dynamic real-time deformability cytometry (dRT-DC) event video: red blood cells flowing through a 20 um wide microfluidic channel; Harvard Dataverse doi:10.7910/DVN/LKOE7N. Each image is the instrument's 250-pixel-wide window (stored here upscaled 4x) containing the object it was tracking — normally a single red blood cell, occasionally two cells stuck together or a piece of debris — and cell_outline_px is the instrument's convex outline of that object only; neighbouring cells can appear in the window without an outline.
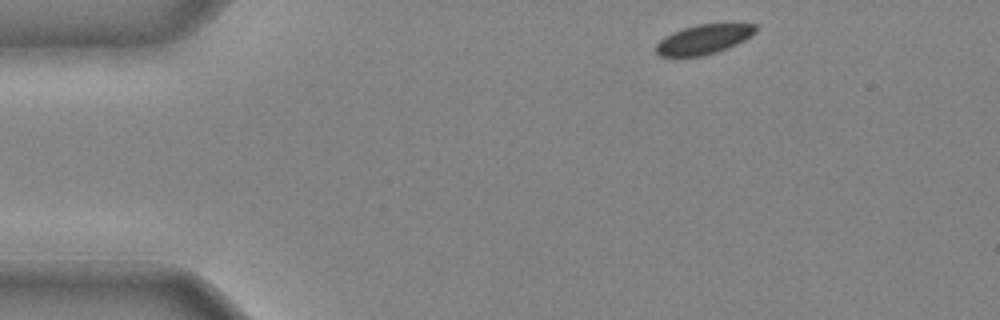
{"species": "common noctule bat (a hibernating species)", "species_latin": "Nyctalus noctula", "temperature_condition": "cold", "stored_images_in_passage": 33, "camera_frame_rate_fps": 3000, "um_per_image_px": 0.085, "animal": {"sex": "male", "body_mass_g": 20.4}, "frame": {"image": 1, "passage_image": 1, "time_ms": 0.0, "image_size_px": [1000, 320], "cell_outline_px": [[756, 32], [744, 40], [728, 48], [704, 56], [660, 56], [656, 52], [656, 44], [664, 36], [672, 32], [696, 24], [756, 24]], "centroid_in_image_um": [59.79, 3.35], "position_along_channel_um": 25.2, "area_um2": 17.05}}
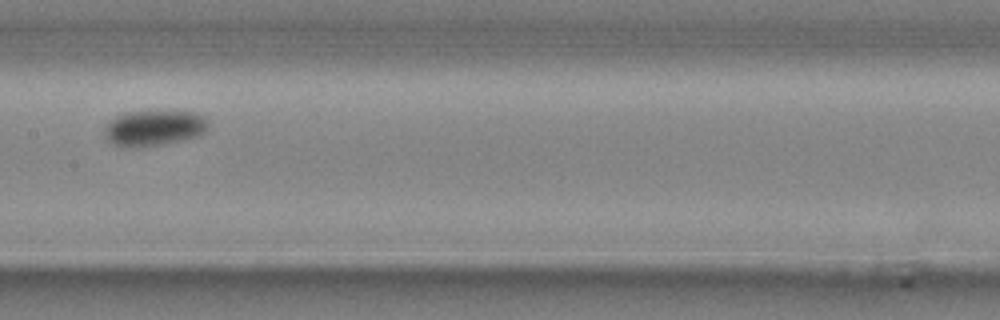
{"frame": {"image": 2, "passage_image": 17, "time_ms": 5.333, "image_size_px": [1000, 320], "cell_outline_px": [[208, 128], [204, 132], [196, 136], [148, 148], [124, 148], [112, 144], [104, 136], [104, 128], [116, 116], [124, 112], [176, 108], [196, 112], [204, 116], [208, 120]], "centroid_in_image_um": [13.11, 10.85], "position_along_channel_um": 194.3, "area_um2": 22.77}}
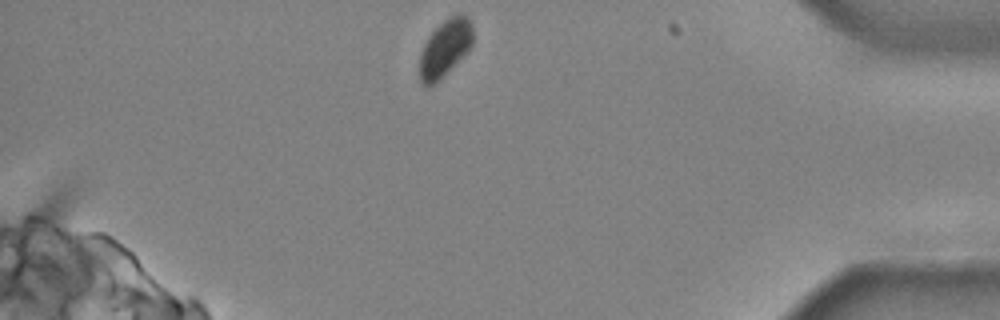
{"frame": {"image": 3, "passage_image": 33, "time_ms": 10.667, "image_size_px": [1000, 320], "cell_outline_px": [[472, 44], [440, 80], [436, 84], [424, 84], [420, 80], [420, 56], [424, 44], [428, 36], [444, 20], [456, 12], [460, 12], [472, 24]], "centroid_in_image_um": [37.81, 4.06], "position_along_channel_um": 397.4, "area_um2": 17.22}}